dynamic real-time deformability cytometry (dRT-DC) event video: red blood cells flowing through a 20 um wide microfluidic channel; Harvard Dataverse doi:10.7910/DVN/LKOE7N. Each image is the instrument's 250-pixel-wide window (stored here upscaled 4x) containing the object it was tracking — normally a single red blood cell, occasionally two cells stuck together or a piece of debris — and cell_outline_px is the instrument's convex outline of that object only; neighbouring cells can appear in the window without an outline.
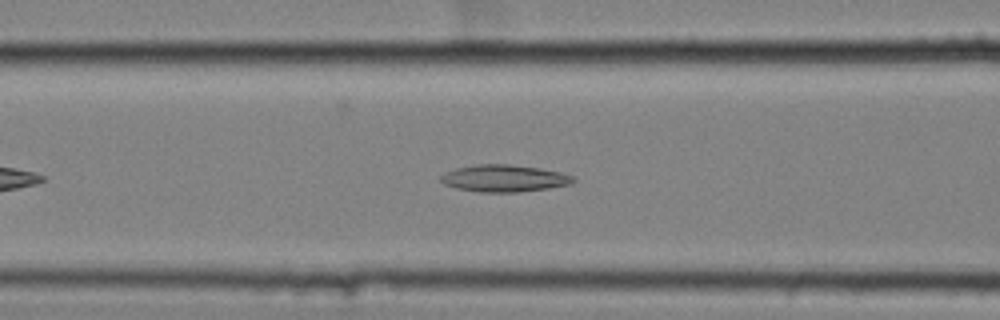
{"species": "common noctule bat (a hibernating species)", "species_latin": "Nyctalus noctula", "temperature_condition": "cold", "stored_images_in_passage": 31, "camera_frame_rate_fps": 3000, "um_per_image_px": 0.085, "animal": {"sex": "female", "body_mass_g": 25.1}, "frame": {"image": 1, "passage_image": 7, "time_ms": 2.0, "image_size_px": [1000, 320], "cell_outline_px": [[576, 180], [572, 184], [548, 188], [516, 192], [480, 192], [456, 188], [444, 184], [440, 180], [440, 176], [444, 172], [456, 168], [476, 164], [508, 164], [540, 168], [560, 172], [572, 176]], "centroid_in_image_um": [42.83, 15.15], "position_along_channel_um": 123.8, "area_um2": 20.87}}
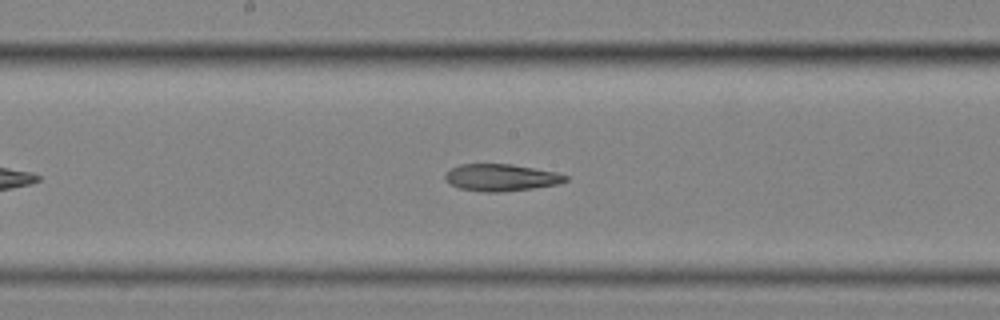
{"frame": {"image": 2, "passage_image": 14, "time_ms": 4.333, "image_size_px": [1000, 320], "cell_outline_px": [[568, 180], [560, 184], [532, 188], [500, 192], [484, 192], [460, 188], [444, 180], [444, 172], [448, 168], [460, 164], [512, 164], [556, 172], [568, 176]], "centroid_in_image_um": [42.56, 15.08], "position_along_channel_um": 205.6, "area_um2": 19.07}}
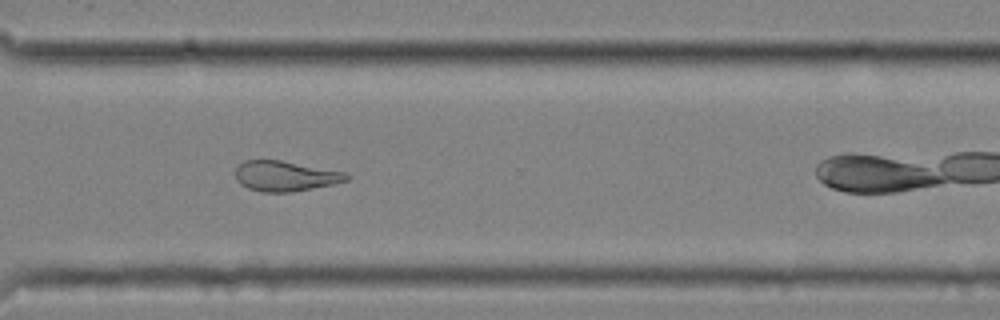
{"frame": {"image": 3, "passage_image": 26, "time_ms": 8.333, "image_size_px": [1000, 320], "cell_outline_px": [[352, 176], [348, 180], [332, 184], [292, 192], [264, 192], [248, 188], [240, 184], [236, 180], [236, 168], [244, 160], [280, 160], [348, 172]], "centroid_in_image_um": [24.28, 14.96], "position_along_channel_um": 346.3, "area_um2": 19.65}}